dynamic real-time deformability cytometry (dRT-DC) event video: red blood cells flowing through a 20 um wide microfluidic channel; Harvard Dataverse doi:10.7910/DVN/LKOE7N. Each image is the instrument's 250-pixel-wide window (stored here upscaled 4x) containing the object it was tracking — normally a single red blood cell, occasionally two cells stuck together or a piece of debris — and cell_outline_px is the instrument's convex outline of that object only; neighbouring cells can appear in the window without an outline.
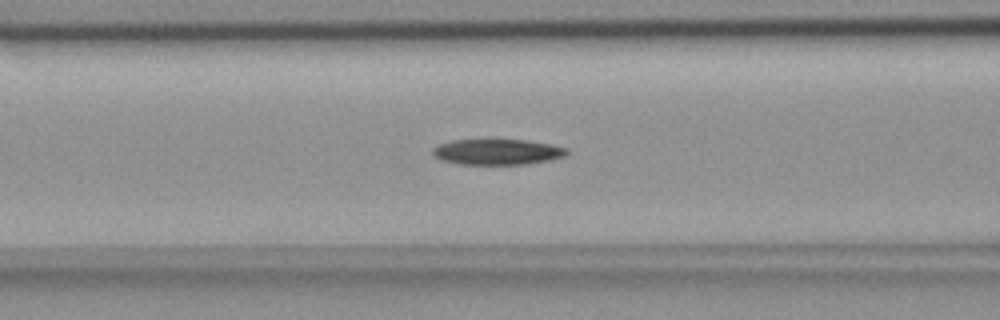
{"species": "common noctule bat (a hibernating species)", "species_latin": "Nyctalus noctula", "temperature_condition": "room temperature", "stored_images_in_passage": 55, "camera_frame_rate_fps": 3000, "um_per_image_px": 0.085, "animal": {"sex": "female", "body_mass_g": 18.4}, "frame": {"image": 1, "passage_image": 22, "time_ms": 7.0, "image_size_px": [1000, 320], "cell_outline_px": [[568, 152], [564, 156], [548, 160], [528, 164], [460, 164], [440, 160], [432, 152], [432, 148], [440, 144], [452, 140], [528, 140], [552, 144], [568, 148]], "centroid_in_image_um": [42.28, 12.91], "position_along_channel_um": 124.3, "area_um2": 20.0}}
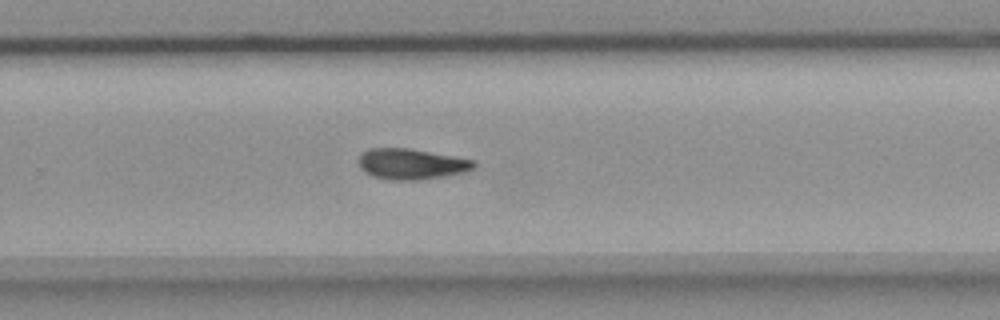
{"frame": {"image": 2, "passage_image": 36, "time_ms": 11.667, "image_size_px": [1000, 320], "cell_outline_px": [[476, 168], [460, 172], [420, 180], [388, 180], [372, 176], [364, 172], [360, 168], [360, 156], [368, 148], [408, 148], [456, 156], [476, 160]], "centroid_in_image_um": [34.97, 13.93], "position_along_channel_um": 294.8, "area_um2": 20.58}}
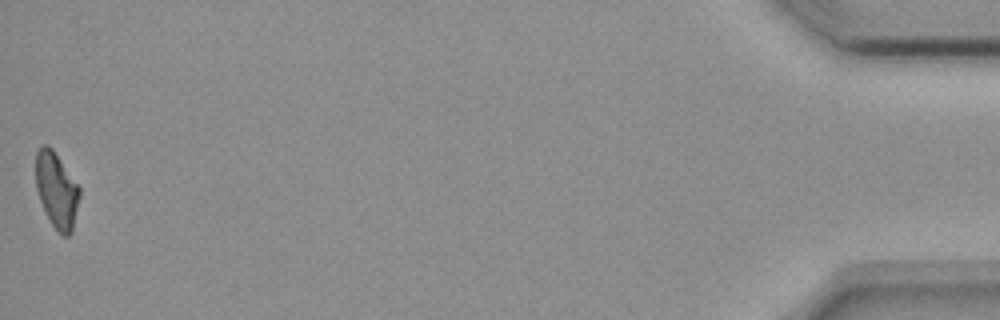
{"frame": {"image": 3, "passage_image": 55, "time_ms": 18.0, "image_size_px": [1000, 320], "cell_outline_px": [[80, 196], [72, 232], [68, 236], [64, 236], [56, 232], [40, 200], [36, 188], [36, 152], [44, 144], [48, 144], [52, 148], [80, 188]], "centroid_in_image_um": [4.82, 16.18], "position_along_channel_um": 430.4, "area_um2": 19.13}, "authors_computed_cell_mechanics": {"area_um2": 20.5768, "velocity_mm_per_s": 3.6674, "shape_relaxation_time_tau1_ms": null, "shape_relaxation_time_tau2_ms": 6.0533, "deformation_change_tau1": null, "deformation_change_tau2": 0.137}}